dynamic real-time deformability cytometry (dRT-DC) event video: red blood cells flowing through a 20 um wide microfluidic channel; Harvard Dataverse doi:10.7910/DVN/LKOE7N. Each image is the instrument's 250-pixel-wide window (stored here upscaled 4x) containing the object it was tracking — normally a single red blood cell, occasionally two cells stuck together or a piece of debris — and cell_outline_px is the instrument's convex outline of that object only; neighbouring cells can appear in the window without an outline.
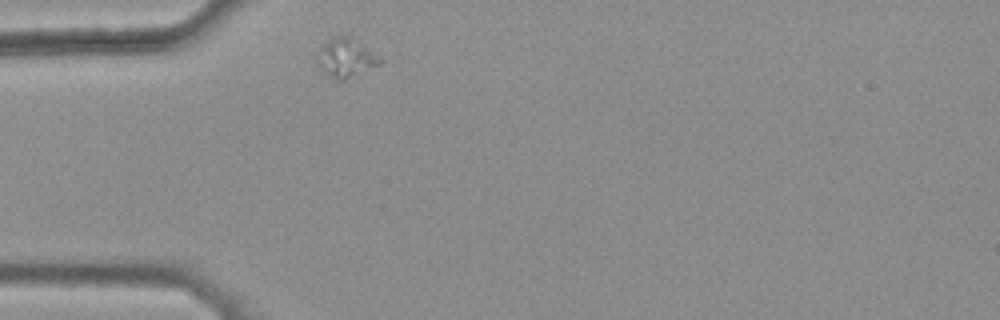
{"species": "common noctule bat (a hibernating species)", "species_latin": "Nyctalus noctula", "temperature_condition": "warm", "stored_images_in_passage": 40, "camera_frame_rate_fps": 3000, "um_per_image_px": 0.085, "animal": {"sex": "female", "body_mass_g": 25.1}, "frame": {"image": 1, "passage_image": 1, "time_ms": 0.0, "image_size_px": [1000, 320], "cell_outline_px": [[384, 60], [380, 64], [344, 80], [332, 80], [320, 68], [320, 48], [332, 36], [340, 32], [348, 36], [380, 56]], "centroid_in_image_um": [29.42, 4.9], "position_along_channel_um": 55.6, "area_um2": 13.99}}